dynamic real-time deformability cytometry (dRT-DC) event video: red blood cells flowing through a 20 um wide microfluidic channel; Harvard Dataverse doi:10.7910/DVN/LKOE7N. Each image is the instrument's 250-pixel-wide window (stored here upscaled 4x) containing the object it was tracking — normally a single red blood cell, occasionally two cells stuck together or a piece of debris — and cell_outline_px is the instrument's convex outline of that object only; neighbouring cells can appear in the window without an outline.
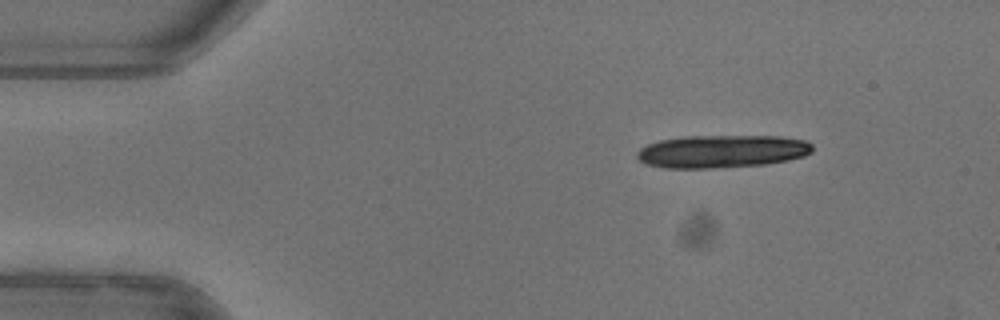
{"species": "common noctule bat (a hibernating species)", "species_latin": "Nyctalus noctula", "temperature_condition": "warm", "stored_images_in_passage": 11, "camera_frame_rate_fps": 3000, "um_per_image_px": 0.085, "animal": {"sex": "female"}, "frame": {"image": 1, "passage_image": 1, "time_ms": 0.0, "image_size_px": [1000, 320], "cell_outline_px": [[812, 152], [804, 156], [788, 160], [768, 164], [712, 168], [664, 168], [648, 164], [640, 160], [636, 156], [636, 152], [640, 148], [648, 144], [660, 140], [684, 136], [780, 136], [808, 140], [812, 144]], "centroid_in_image_um": [61.39, 12.86], "position_along_channel_um": 23.6, "area_um2": 33.76}}